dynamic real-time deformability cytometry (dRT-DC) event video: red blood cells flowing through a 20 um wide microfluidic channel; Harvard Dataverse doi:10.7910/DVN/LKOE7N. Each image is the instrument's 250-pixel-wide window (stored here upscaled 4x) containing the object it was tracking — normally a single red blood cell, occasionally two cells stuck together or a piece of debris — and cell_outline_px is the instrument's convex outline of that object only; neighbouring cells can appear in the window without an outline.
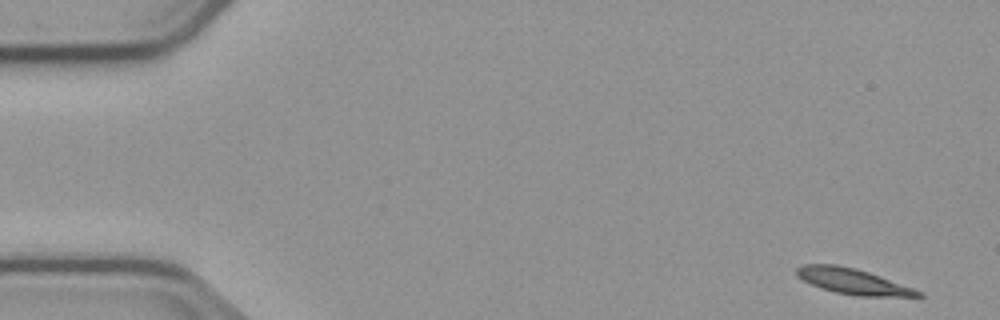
{"species": "common noctule bat (a hibernating species)", "species_latin": "Nyctalus noctula", "temperature_condition": "cold", "stored_images_in_passage": 53, "camera_frame_rate_fps": 3000, "um_per_image_px": 0.085, "animal": {"sex": "male", "body_mass_g": 23.1, "forearm_length_mm": 52.7}, "frame": {"image": 1, "passage_image": 1, "time_ms": 0.0, "image_size_px": [1000, 320], "cell_outline_px": [[924, 296], [860, 296], [836, 292], [820, 288], [796, 276], [796, 268], [804, 264], [836, 264], [856, 268], [880, 276], [924, 292]], "centroid_in_image_um": [72.48, 23.9], "position_along_channel_um": 12.5, "area_um2": 17.98}}
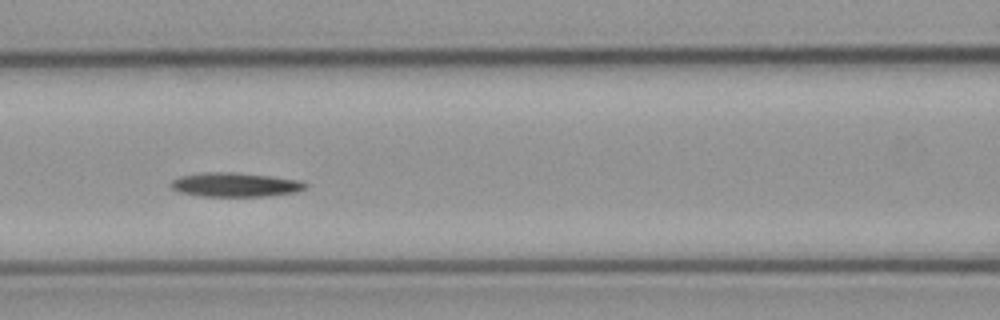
{"frame": {"image": 2, "passage_image": 22, "time_ms": 7.0, "image_size_px": [1000, 320], "cell_outline_px": [[308, 188], [296, 192], [268, 196], [200, 196], [180, 192], [172, 188], [168, 184], [172, 180], [180, 176], [204, 172], [236, 172], [272, 176], [304, 180], [308, 184]], "centroid_in_image_um": [20.05, 15.69], "position_along_channel_um": 146.6, "area_um2": 19.25}}
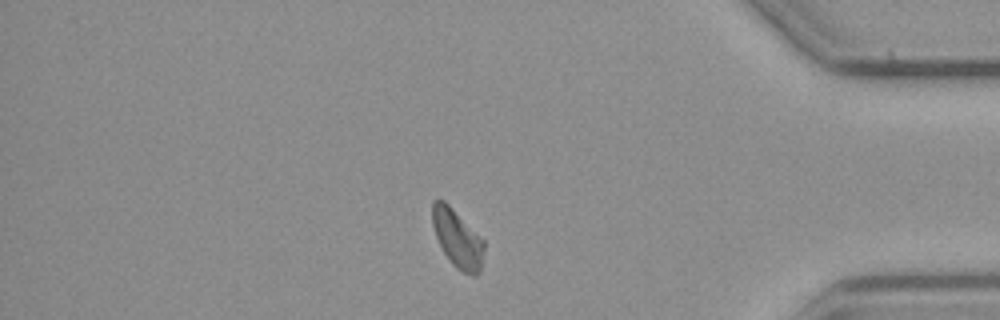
{"frame": {"image": 3, "passage_image": 45, "time_ms": 14.667, "image_size_px": [1000, 320], "cell_outline_px": [[484, 248], [480, 272], [476, 276], [472, 276], [456, 268], [452, 264], [444, 252], [436, 236], [432, 224], [432, 200], [444, 200], [484, 240]], "centroid_in_image_um": [38.88, 20.29], "position_along_channel_um": 396.3, "area_um2": 17.28}, "authors_computed_cell_mechanics": {"area_um2": 18.4382, "velocity_mm_per_s": 3.7091, "shape_relaxation_time_tau1_ms": 2.854, "shape_relaxation_time_tau2_ms": null, "deformation_change_tau1": 0.1184, "deformation_change_tau2": null}}